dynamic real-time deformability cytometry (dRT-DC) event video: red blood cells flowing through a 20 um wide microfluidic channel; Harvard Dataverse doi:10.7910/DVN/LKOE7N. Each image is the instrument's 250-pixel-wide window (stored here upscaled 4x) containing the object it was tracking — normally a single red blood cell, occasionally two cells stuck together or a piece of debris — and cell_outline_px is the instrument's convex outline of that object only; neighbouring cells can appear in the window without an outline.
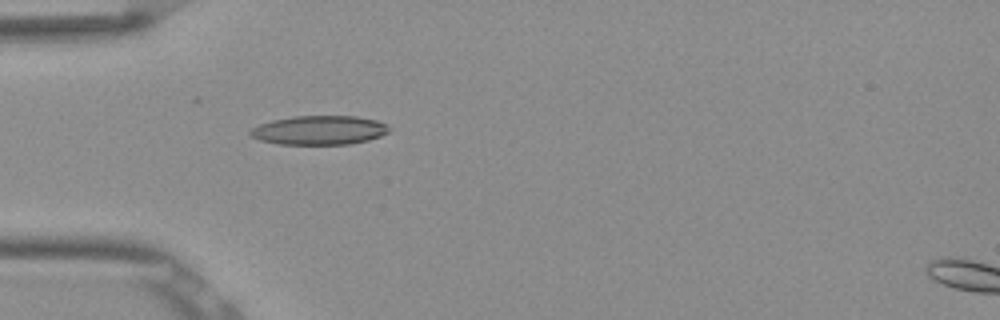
{"species": "Egyptian fruit bat (a non-hibernating species)", "species_latin": "Rousettus aegyptiacus", "temperature_condition": "room temperature", "stored_images_in_passage": 37, "camera_frame_rate_fps": 3000, "um_per_image_px": 0.085, "frame": {"image": 1, "passage_image": 1, "time_ms": 0.0, "image_size_px": [1000, 320], "cell_outline_px": [[392, 128], [388, 132], [380, 136], [368, 140], [348, 144], [276, 144], [260, 140], [252, 136], [248, 132], [252, 128], [260, 124], [272, 120], [292, 116], [356, 116], [376, 120]], "centroid_in_image_um": [27.13, 11.06], "position_along_channel_um": 57.9, "area_um2": 23.47}}
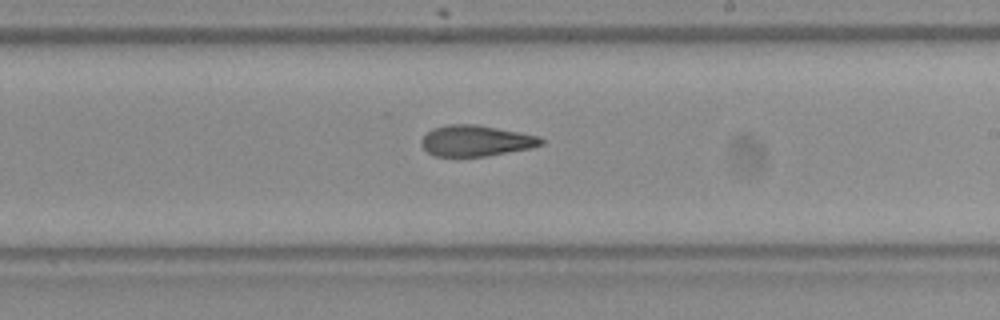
{"frame": {"image": 2, "passage_image": 16, "time_ms": 5.0, "image_size_px": [1000, 320], "cell_outline_px": [[544, 144], [532, 148], [484, 156], [432, 156], [420, 144], [420, 140], [432, 128], [448, 124], [476, 124], [520, 132], [540, 136], [544, 140]], "centroid_in_image_um": [40.46, 11.96], "position_along_channel_um": 248.5, "area_um2": 21.68}}
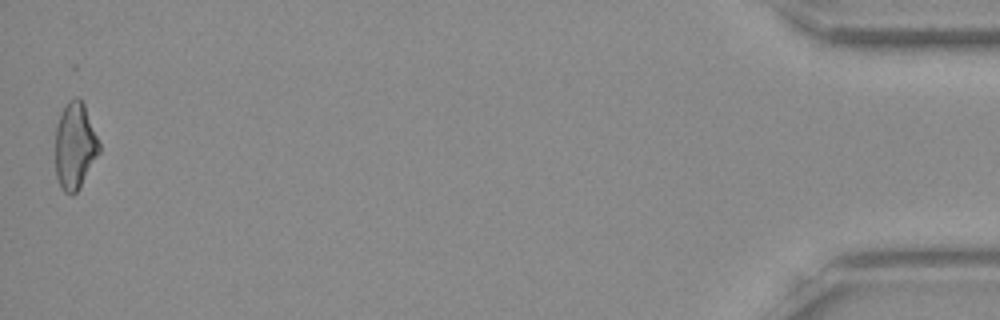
{"frame": {"image": 3, "passage_image": 37, "time_ms": 12.0, "image_size_px": [1000, 320], "cell_outline_px": [[100, 152], [76, 192], [72, 196], [64, 192], [60, 188], [56, 176], [56, 128], [60, 112], [68, 100], [76, 96], [80, 96], [84, 104], [100, 144]], "centroid_in_image_um": [6.36, 12.38], "position_along_channel_um": 428.8, "area_um2": 22.14}, "authors_computed_cell_mechanics": {"area_um2": 22.0796, "velocity_mm_per_s": 3.8994, "shape_relaxation_time_tau1_ms": null, "shape_relaxation_time_tau2_ms": 4.4546, "deformation_change_tau1": null, "deformation_change_tau2": 0.1498}}